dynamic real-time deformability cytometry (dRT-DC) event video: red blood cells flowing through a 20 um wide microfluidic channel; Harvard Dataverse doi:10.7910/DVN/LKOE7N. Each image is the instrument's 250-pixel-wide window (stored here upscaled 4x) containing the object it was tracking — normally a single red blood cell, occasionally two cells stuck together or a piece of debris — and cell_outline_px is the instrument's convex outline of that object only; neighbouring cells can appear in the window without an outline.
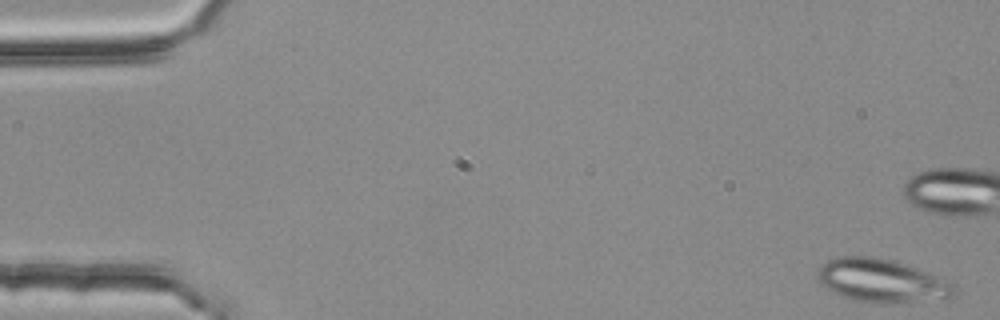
{"species": "common noctule bat (a hibernating species)", "species_latin": "Nyctalus noctula", "temperature_condition": "room temperature", "stored_images_in_passage": 5, "camera_frame_rate_fps": 3000, "um_per_image_px": 0.085, "animal": {"sex": "female", "body_mass_g": 25.1}, "frame": {"image": 1, "passage_image": 1, "time_ms": 0.0, "image_size_px": [1000, 320], "cell_outline_px": [[956, 296], [948, 300], [880, 304], [852, 300], [824, 288], [820, 284], [820, 268], [828, 260], [836, 256], [868, 256], [892, 260], [916, 268], [948, 280], [956, 284]], "centroid_in_image_um": [75.04, 23.9], "position_along_channel_um": 10.0, "area_um2": 34.91}}